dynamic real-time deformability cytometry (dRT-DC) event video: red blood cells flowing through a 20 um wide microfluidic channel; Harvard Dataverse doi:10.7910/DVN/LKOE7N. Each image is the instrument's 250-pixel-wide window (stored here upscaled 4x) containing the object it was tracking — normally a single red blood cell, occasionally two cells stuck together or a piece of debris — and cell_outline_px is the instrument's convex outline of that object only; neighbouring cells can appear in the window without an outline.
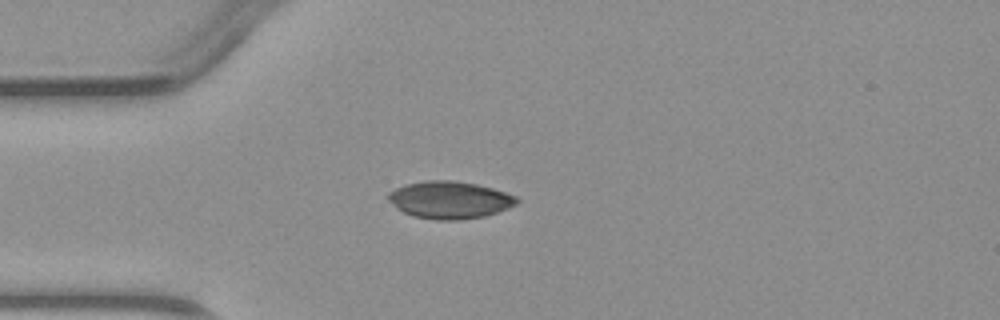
{"species": "common noctule bat (a hibernating species)", "species_latin": "Nyctalus noctula", "temperature_condition": "warm", "stored_images_in_passage": 4, "camera_frame_rate_fps": 3000, "um_per_image_px": 0.085, "animal": {"sex": "male", "body_mass_g": 23.1, "forearm_length_mm": 52.7}, "frame": {"image": 1, "passage_image": 3, "time_ms": 2.333, "image_size_px": [1000, 320], "cell_outline_px": [[520, 200], [516, 204], [508, 208], [484, 216], [460, 220], [440, 220], [412, 216], [396, 208], [388, 200], [388, 192], [404, 184], [424, 180], [452, 180], [476, 184], [492, 188], [516, 196]], "centroid_in_image_um": [38.2, 16.99], "position_along_channel_um": 46.8, "area_um2": 27.98}}